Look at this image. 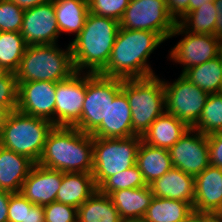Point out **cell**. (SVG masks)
<instances>
[{
    "label": "cell",
    "mask_w": 222,
    "mask_h": 222,
    "mask_svg": "<svg viewBox=\"0 0 222 222\" xmlns=\"http://www.w3.org/2000/svg\"><path fill=\"white\" fill-rule=\"evenodd\" d=\"M147 186L141 171L135 164L129 169L108 177L97 190L105 195L122 189H133Z\"/></svg>",
    "instance_id": "32"
},
{
    "label": "cell",
    "mask_w": 222,
    "mask_h": 222,
    "mask_svg": "<svg viewBox=\"0 0 222 222\" xmlns=\"http://www.w3.org/2000/svg\"><path fill=\"white\" fill-rule=\"evenodd\" d=\"M128 222H144L143 220H135V221H128Z\"/></svg>",
    "instance_id": "50"
},
{
    "label": "cell",
    "mask_w": 222,
    "mask_h": 222,
    "mask_svg": "<svg viewBox=\"0 0 222 222\" xmlns=\"http://www.w3.org/2000/svg\"><path fill=\"white\" fill-rule=\"evenodd\" d=\"M91 135L93 138H129L136 135L132 130L129 101L122 90L109 103L106 118Z\"/></svg>",
    "instance_id": "18"
},
{
    "label": "cell",
    "mask_w": 222,
    "mask_h": 222,
    "mask_svg": "<svg viewBox=\"0 0 222 222\" xmlns=\"http://www.w3.org/2000/svg\"><path fill=\"white\" fill-rule=\"evenodd\" d=\"M11 192L0 190V222H8V205Z\"/></svg>",
    "instance_id": "41"
},
{
    "label": "cell",
    "mask_w": 222,
    "mask_h": 222,
    "mask_svg": "<svg viewBox=\"0 0 222 222\" xmlns=\"http://www.w3.org/2000/svg\"><path fill=\"white\" fill-rule=\"evenodd\" d=\"M182 75L209 94L222 92V60L220 56L191 67Z\"/></svg>",
    "instance_id": "28"
},
{
    "label": "cell",
    "mask_w": 222,
    "mask_h": 222,
    "mask_svg": "<svg viewBox=\"0 0 222 222\" xmlns=\"http://www.w3.org/2000/svg\"><path fill=\"white\" fill-rule=\"evenodd\" d=\"M218 217L208 213L192 212L183 222H214Z\"/></svg>",
    "instance_id": "43"
},
{
    "label": "cell",
    "mask_w": 222,
    "mask_h": 222,
    "mask_svg": "<svg viewBox=\"0 0 222 222\" xmlns=\"http://www.w3.org/2000/svg\"><path fill=\"white\" fill-rule=\"evenodd\" d=\"M168 151L172 166L193 177L210 165L207 135L192 128Z\"/></svg>",
    "instance_id": "13"
},
{
    "label": "cell",
    "mask_w": 222,
    "mask_h": 222,
    "mask_svg": "<svg viewBox=\"0 0 222 222\" xmlns=\"http://www.w3.org/2000/svg\"><path fill=\"white\" fill-rule=\"evenodd\" d=\"M27 46L20 32H0V66L15 73Z\"/></svg>",
    "instance_id": "29"
},
{
    "label": "cell",
    "mask_w": 222,
    "mask_h": 222,
    "mask_svg": "<svg viewBox=\"0 0 222 222\" xmlns=\"http://www.w3.org/2000/svg\"><path fill=\"white\" fill-rule=\"evenodd\" d=\"M193 207L180 200L154 197L143 217L144 222H183Z\"/></svg>",
    "instance_id": "27"
},
{
    "label": "cell",
    "mask_w": 222,
    "mask_h": 222,
    "mask_svg": "<svg viewBox=\"0 0 222 222\" xmlns=\"http://www.w3.org/2000/svg\"><path fill=\"white\" fill-rule=\"evenodd\" d=\"M122 90V79L87 73L82 114L74 128L91 134L107 116L108 106Z\"/></svg>",
    "instance_id": "8"
},
{
    "label": "cell",
    "mask_w": 222,
    "mask_h": 222,
    "mask_svg": "<svg viewBox=\"0 0 222 222\" xmlns=\"http://www.w3.org/2000/svg\"><path fill=\"white\" fill-rule=\"evenodd\" d=\"M14 2L16 5H18L22 9H28L33 8L37 5L44 4L46 2H49L50 0H10Z\"/></svg>",
    "instance_id": "44"
},
{
    "label": "cell",
    "mask_w": 222,
    "mask_h": 222,
    "mask_svg": "<svg viewBox=\"0 0 222 222\" xmlns=\"http://www.w3.org/2000/svg\"><path fill=\"white\" fill-rule=\"evenodd\" d=\"M26 44H55L60 35L53 0L24 10L20 30Z\"/></svg>",
    "instance_id": "14"
},
{
    "label": "cell",
    "mask_w": 222,
    "mask_h": 222,
    "mask_svg": "<svg viewBox=\"0 0 222 222\" xmlns=\"http://www.w3.org/2000/svg\"><path fill=\"white\" fill-rule=\"evenodd\" d=\"M119 28L118 20L89 13L69 44L75 72L99 74L109 61Z\"/></svg>",
    "instance_id": "2"
},
{
    "label": "cell",
    "mask_w": 222,
    "mask_h": 222,
    "mask_svg": "<svg viewBox=\"0 0 222 222\" xmlns=\"http://www.w3.org/2000/svg\"><path fill=\"white\" fill-rule=\"evenodd\" d=\"M214 7L217 9L214 36L222 41V0H214Z\"/></svg>",
    "instance_id": "42"
},
{
    "label": "cell",
    "mask_w": 222,
    "mask_h": 222,
    "mask_svg": "<svg viewBox=\"0 0 222 222\" xmlns=\"http://www.w3.org/2000/svg\"><path fill=\"white\" fill-rule=\"evenodd\" d=\"M214 222H222V219L218 217Z\"/></svg>",
    "instance_id": "48"
},
{
    "label": "cell",
    "mask_w": 222,
    "mask_h": 222,
    "mask_svg": "<svg viewBox=\"0 0 222 222\" xmlns=\"http://www.w3.org/2000/svg\"><path fill=\"white\" fill-rule=\"evenodd\" d=\"M109 196L124 222L142 220L154 198L149 185L114 191Z\"/></svg>",
    "instance_id": "21"
},
{
    "label": "cell",
    "mask_w": 222,
    "mask_h": 222,
    "mask_svg": "<svg viewBox=\"0 0 222 222\" xmlns=\"http://www.w3.org/2000/svg\"><path fill=\"white\" fill-rule=\"evenodd\" d=\"M154 197L180 200L194 205L195 177L172 167L149 184Z\"/></svg>",
    "instance_id": "19"
},
{
    "label": "cell",
    "mask_w": 222,
    "mask_h": 222,
    "mask_svg": "<svg viewBox=\"0 0 222 222\" xmlns=\"http://www.w3.org/2000/svg\"><path fill=\"white\" fill-rule=\"evenodd\" d=\"M38 165L63 173L93 171V136L74 127H53Z\"/></svg>",
    "instance_id": "3"
},
{
    "label": "cell",
    "mask_w": 222,
    "mask_h": 222,
    "mask_svg": "<svg viewBox=\"0 0 222 222\" xmlns=\"http://www.w3.org/2000/svg\"><path fill=\"white\" fill-rule=\"evenodd\" d=\"M6 71L0 66V77L3 76Z\"/></svg>",
    "instance_id": "47"
},
{
    "label": "cell",
    "mask_w": 222,
    "mask_h": 222,
    "mask_svg": "<svg viewBox=\"0 0 222 222\" xmlns=\"http://www.w3.org/2000/svg\"><path fill=\"white\" fill-rule=\"evenodd\" d=\"M142 137L93 138V179L98 188L108 177L136 164Z\"/></svg>",
    "instance_id": "7"
},
{
    "label": "cell",
    "mask_w": 222,
    "mask_h": 222,
    "mask_svg": "<svg viewBox=\"0 0 222 222\" xmlns=\"http://www.w3.org/2000/svg\"><path fill=\"white\" fill-rule=\"evenodd\" d=\"M221 60H222V46H221V49H220V54H219Z\"/></svg>",
    "instance_id": "49"
},
{
    "label": "cell",
    "mask_w": 222,
    "mask_h": 222,
    "mask_svg": "<svg viewBox=\"0 0 222 222\" xmlns=\"http://www.w3.org/2000/svg\"><path fill=\"white\" fill-rule=\"evenodd\" d=\"M11 112L6 107L0 106V136L3 130V127L7 121V118Z\"/></svg>",
    "instance_id": "46"
},
{
    "label": "cell",
    "mask_w": 222,
    "mask_h": 222,
    "mask_svg": "<svg viewBox=\"0 0 222 222\" xmlns=\"http://www.w3.org/2000/svg\"><path fill=\"white\" fill-rule=\"evenodd\" d=\"M24 9L10 0H0V32H20Z\"/></svg>",
    "instance_id": "33"
},
{
    "label": "cell",
    "mask_w": 222,
    "mask_h": 222,
    "mask_svg": "<svg viewBox=\"0 0 222 222\" xmlns=\"http://www.w3.org/2000/svg\"><path fill=\"white\" fill-rule=\"evenodd\" d=\"M62 182V171L33 165L23 182L21 194L31 203L46 206L56 201Z\"/></svg>",
    "instance_id": "16"
},
{
    "label": "cell",
    "mask_w": 222,
    "mask_h": 222,
    "mask_svg": "<svg viewBox=\"0 0 222 222\" xmlns=\"http://www.w3.org/2000/svg\"><path fill=\"white\" fill-rule=\"evenodd\" d=\"M214 0H190L189 6H188V13L196 10L197 8L205 5L208 2H212Z\"/></svg>",
    "instance_id": "45"
},
{
    "label": "cell",
    "mask_w": 222,
    "mask_h": 222,
    "mask_svg": "<svg viewBox=\"0 0 222 222\" xmlns=\"http://www.w3.org/2000/svg\"><path fill=\"white\" fill-rule=\"evenodd\" d=\"M51 121L12 111L3 127L0 146L15 153L27 156L35 164L38 163L48 133L53 129Z\"/></svg>",
    "instance_id": "6"
},
{
    "label": "cell",
    "mask_w": 222,
    "mask_h": 222,
    "mask_svg": "<svg viewBox=\"0 0 222 222\" xmlns=\"http://www.w3.org/2000/svg\"><path fill=\"white\" fill-rule=\"evenodd\" d=\"M194 212L222 213V169L209 165L195 177Z\"/></svg>",
    "instance_id": "17"
},
{
    "label": "cell",
    "mask_w": 222,
    "mask_h": 222,
    "mask_svg": "<svg viewBox=\"0 0 222 222\" xmlns=\"http://www.w3.org/2000/svg\"><path fill=\"white\" fill-rule=\"evenodd\" d=\"M25 222H45L44 206L33 204L26 208Z\"/></svg>",
    "instance_id": "40"
},
{
    "label": "cell",
    "mask_w": 222,
    "mask_h": 222,
    "mask_svg": "<svg viewBox=\"0 0 222 222\" xmlns=\"http://www.w3.org/2000/svg\"><path fill=\"white\" fill-rule=\"evenodd\" d=\"M136 165L147 185L163 176L173 167L167 149L153 147L143 141H141L137 152Z\"/></svg>",
    "instance_id": "24"
},
{
    "label": "cell",
    "mask_w": 222,
    "mask_h": 222,
    "mask_svg": "<svg viewBox=\"0 0 222 222\" xmlns=\"http://www.w3.org/2000/svg\"><path fill=\"white\" fill-rule=\"evenodd\" d=\"M189 129L186 123L165 111L143 134L142 141L169 150Z\"/></svg>",
    "instance_id": "22"
},
{
    "label": "cell",
    "mask_w": 222,
    "mask_h": 222,
    "mask_svg": "<svg viewBox=\"0 0 222 222\" xmlns=\"http://www.w3.org/2000/svg\"><path fill=\"white\" fill-rule=\"evenodd\" d=\"M56 20L61 33H80L88 16V0H53Z\"/></svg>",
    "instance_id": "25"
},
{
    "label": "cell",
    "mask_w": 222,
    "mask_h": 222,
    "mask_svg": "<svg viewBox=\"0 0 222 222\" xmlns=\"http://www.w3.org/2000/svg\"><path fill=\"white\" fill-rule=\"evenodd\" d=\"M210 165L222 169V132L207 136Z\"/></svg>",
    "instance_id": "38"
},
{
    "label": "cell",
    "mask_w": 222,
    "mask_h": 222,
    "mask_svg": "<svg viewBox=\"0 0 222 222\" xmlns=\"http://www.w3.org/2000/svg\"><path fill=\"white\" fill-rule=\"evenodd\" d=\"M18 82L15 73L6 72L0 77V106L10 112L17 109Z\"/></svg>",
    "instance_id": "35"
},
{
    "label": "cell",
    "mask_w": 222,
    "mask_h": 222,
    "mask_svg": "<svg viewBox=\"0 0 222 222\" xmlns=\"http://www.w3.org/2000/svg\"><path fill=\"white\" fill-rule=\"evenodd\" d=\"M119 24L128 30L152 31L167 40L177 22L169 14L166 0H130Z\"/></svg>",
    "instance_id": "9"
},
{
    "label": "cell",
    "mask_w": 222,
    "mask_h": 222,
    "mask_svg": "<svg viewBox=\"0 0 222 222\" xmlns=\"http://www.w3.org/2000/svg\"><path fill=\"white\" fill-rule=\"evenodd\" d=\"M78 222H124L109 195L98 190L77 208Z\"/></svg>",
    "instance_id": "26"
},
{
    "label": "cell",
    "mask_w": 222,
    "mask_h": 222,
    "mask_svg": "<svg viewBox=\"0 0 222 222\" xmlns=\"http://www.w3.org/2000/svg\"><path fill=\"white\" fill-rule=\"evenodd\" d=\"M192 129L207 136L222 132V92L209 94L201 116Z\"/></svg>",
    "instance_id": "31"
},
{
    "label": "cell",
    "mask_w": 222,
    "mask_h": 222,
    "mask_svg": "<svg viewBox=\"0 0 222 222\" xmlns=\"http://www.w3.org/2000/svg\"><path fill=\"white\" fill-rule=\"evenodd\" d=\"M33 205L20 192L11 193L8 205V222H25L26 208Z\"/></svg>",
    "instance_id": "37"
},
{
    "label": "cell",
    "mask_w": 222,
    "mask_h": 222,
    "mask_svg": "<svg viewBox=\"0 0 222 222\" xmlns=\"http://www.w3.org/2000/svg\"><path fill=\"white\" fill-rule=\"evenodd\" d=\"M166 112L192 128L199 120L209 93L198 88L182 74L176 81L163 80Z\"/></svg>",
    "instance_id": "10"
},
{
    "label": "cell",
    "mask_w": 222,
    "mask_h": 222,
    "mask_svg": "<svg viewBox=\"0 0 222 222\" xmlns=\"http://www.w3.org/2000/svg\"><path fill=\"white\" fill-rule=\"evenodd\" d=\"M189 2L190 0H166L167 10L176 22L188 14Z\"/></svg>",
    "instance_id": "39"
},
{
    "label": "cell",
    "mask_w": 222,
    "mask_h": 222,
    "mask_svg": "<svg viewBox=\"0 0 222 222\" xmlns=\"http://www.w3.org/2000/svg\"><path fill=\"white\" fill-rule=\"evenodd\" d=\"M163 42L152 31L119 28L109 61L99 74L122 80L153 76L148 58Z\"/></svg>",
    "instance_id": "1"
},
{
    "label": "cell",
    "mask_w": 222,
    "mask_h": 222,
    "mask_svg": "<svg viewBox=\"0 0 222 222\" xmlns=\"http://www.w3.org/2000/svg\"><path fill=\"white\" fill-rule=\"evenodd\" d=\"M217 9L214 1L208 2L196 10L185 14L177 24L184 30L194 34L214 35Z\"/></svg>",
    "instance_id": "30"
},
{
    "label": "cell",
    "mask_w": 222,
    "mask_h": 222,
    "mask_svg": "<svg viewBox=\"0 0 222 222\" xmlns=\"http://www.w3.org/2000/svg\"><path fill=\"white\" fill-rule=\"evenodd\" d=\"M96 191L97 187L92 173L62 172V182L56 195V201L78 208Z\"/></svg>",
    "instance_id": "23"
},
{
    "label": "cell",
    "mask_w": 222,
    "mask_h": 222,
    "mask_svg": "<svg viewBox=\"0 0 222 222\" xmlns=\"http://www.w3.org/2000/svg\"><path fill=\"white\" fill-rule=\"evenodd\" d=\"M122 91L131 108L132 130L142 137L157 117L166 111L163 80L157 75L122 80Z\"/></svg>",
    "instance_id": "5"
},
{
    "label": "cell",
    "mask_w": 222,
    "mask_h": 222,
    "mask_svg": "<svg viewBox=\"0 0 222 222\" xmlns=\"http://www.w3.org/2000/svg\"><path fill=\"white\" fill-rule=\"evenodd\" d=\"M185 34L170 51V58L182 64V73L191 67L201 65L220 54L222 41L212 34H194L184 31L178 24L170 34L169 39L176 35Z\"/></svg>",
    "instance_id": "11"
},
{
    "label": "cell",
    "mask_w": 222,
    "mask_h": 222,
    "mask_svg": "<svg viewBox=\"0 0 222 222\" xmlns=\"http://www.w3.org/2000/svg\"><path fill=\"white\" fill-rule=\"evenodd\" d=\"M130 0H88L89 12L120 21Z\"/></svg>",
    "instance_id": "34"
},
{
    "label": "cell",
    "mask_w": 222,
    "mask_h": 222,
    "mask_svg": "<svg viewBox=\"0 0 222 222\" xmlns=\"http://www.w3.org/2000/svg\"><path fill=\"white\" fill-rule=\"evenodd\" d=\"M45 222H76L77 208L57 201L44 206Z\"/></svg>",
    "instance_id": "36"
},
{
    "label": "cell",
    "mask_w": 222,
    "mask_h": 222,
    "mask_svg": "<svg viewBox=\"0 0 222 222\" xmlns=\"http://www.w3.org/2000/svg\"><path fill=\"white\" fill-rule=\"evenodd\" d=\"M56 82H18L17 110L47 119L55 126Z\"/></svg>",
    "instance_id": "15"
},
{
    "label": "cell",
    "mask_w": 222,
    "mask_h": 222,
    "mask_svg": "<svg viewBox=\"0 0 222 222\" xmlns=\"http://www.w3.org/2000/svg\"><path fill=\"white\" fill-rule=\"evenodd\" d=\"M55 44L29 45L15 72L17 82L68 79L74 72L70 45L61 49Z\"/></svg>",
    "instance_id": "4"
},
{
    "label": "cell",
    "mask_w": 222,
    "mask_h": 222,
    "mask_svg": "<svg viewBox=\"0 0 222 222\" xmlns=\"http://www.w3.org/2000/svg\"><path fill=\"white\" fill-rule=\"evenodd\" d=\"M86 90L87 72H74L68 79L56 82L55 127H74L79 122Z\"/></svg>",
    "instance_id": "12"
},
{
    "label": "cell",
    "mask_w": 222,
    "mask_h": 222,
    "mask_svg": "<svg viewBox=\"0 0 222 222\" xmlns=\"http://www.w3.org/2000/svg\"><path fill=\"white\" fill-rule=\"evenodd\" d=\"M34 164L27 156L0 146V190L21 192L23 182Z\"/></svg>",
    "instance_id": "20"
}]
</instances>
